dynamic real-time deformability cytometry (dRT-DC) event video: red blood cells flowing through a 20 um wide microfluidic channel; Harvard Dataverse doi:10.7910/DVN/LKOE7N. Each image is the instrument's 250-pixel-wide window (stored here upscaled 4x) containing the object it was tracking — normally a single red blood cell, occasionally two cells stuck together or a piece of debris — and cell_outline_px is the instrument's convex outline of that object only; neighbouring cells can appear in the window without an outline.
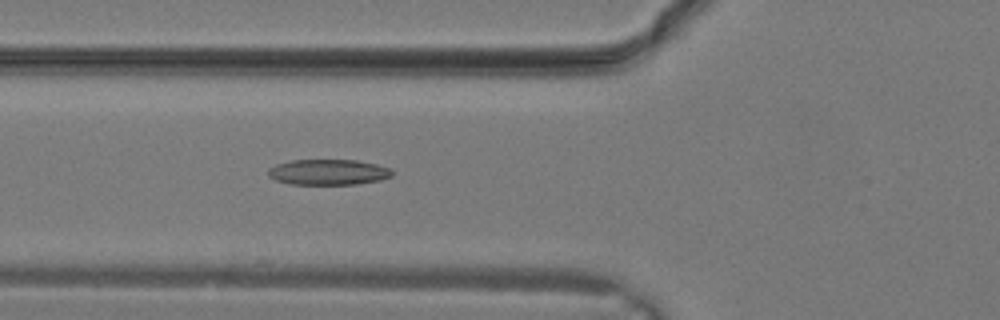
{"species": "common noctule bat (a hibernating species)", "species_latin": "Nyctalus noctula", "temperature_condition": "warm", "stored_images_in_passage": 9, "camera_frame_rate_fps": 3000, "um_per_image_px": 0.085, "animal": {"sex": "male", "body_mass_g": 19.2, "forearm_length_mm": 51.8}, "frame": {"image": 1, "passage_image": 9, "time_ms": 2.667, "image_size_px": [1000, 320], "cell_outline_px": [[392, 176], [380, 180], [356, 184], [288, 184], [276, 180], [268, 176], [268, 168], [276, 164], [292, 160], [356, 160], [376, 164], [392, 168]], "centroid_in_image_um": [27.9, 14.63], "position_along_channel_um": 97.9, "area_um2": 18.55}}